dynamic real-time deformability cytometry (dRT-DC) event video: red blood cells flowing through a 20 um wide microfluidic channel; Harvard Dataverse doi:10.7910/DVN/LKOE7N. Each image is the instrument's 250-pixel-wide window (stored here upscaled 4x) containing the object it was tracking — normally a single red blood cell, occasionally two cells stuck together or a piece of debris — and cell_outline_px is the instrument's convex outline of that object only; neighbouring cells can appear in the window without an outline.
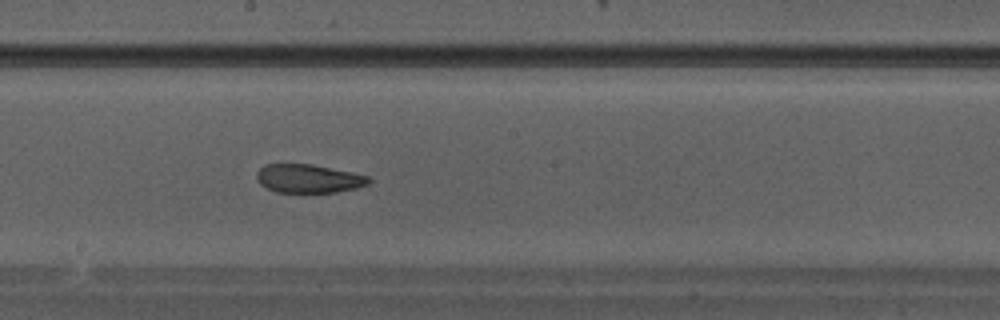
{"species": "Egyptian fruit bat (a non-hibernating species)", "species_latin": "Rousettus aegyptiacus", "temperature_condition": "warm", "stored_images_in_passage": 28, "camera_frame_rate_fps": 3000, "um_per_image_px": 0.085, "animal": {"sex": "male"}, "frame": {"image": 1, "passage_image": 13, "time_ms": 4.0, "image_size_px": [1000, 320], "cell_outline_px": [[372, 180], [368, 184], [356, 188], [336, 192], [276, 192], [260, 184], [256, 180], [256, 172], [264, 164], [312, 164], [352, 172], [368, 176]], "centroid_in_image_um": [26.21, 15.17], "position_along_channel_um": 222.0, "area_um2": 18.67}}